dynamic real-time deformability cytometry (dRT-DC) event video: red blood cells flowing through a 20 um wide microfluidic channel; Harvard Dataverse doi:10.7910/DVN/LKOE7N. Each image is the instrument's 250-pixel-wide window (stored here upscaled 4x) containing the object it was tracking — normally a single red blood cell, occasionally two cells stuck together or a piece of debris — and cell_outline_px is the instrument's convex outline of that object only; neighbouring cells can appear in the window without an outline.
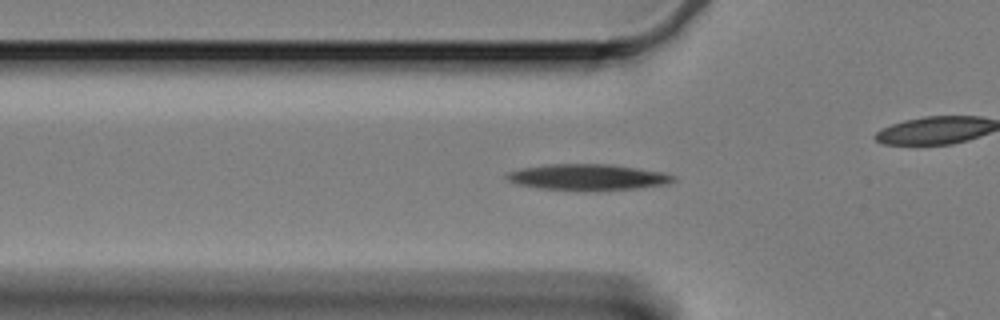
{"species": "Egyptian fruit bat (a non-hibernating species)", "species_latin": "Rousettus aegyptiacus", "temperature_condition": "cold", "stored_images_in_passage": 60, "camera_frame_rate_fps": 3000, "um_per_image_px": 0.085, "animal": {"sex": "female"}, "frame": {"image": 1, "passage_image": 19, "time_ms": 6.0, "image_size_px": [1000, 320], "cell_outline_px": [[676, 180], [668, 184], [640, 188], [596, 192], [536, 188], [516, 184], [508, 180], [504, 176], [508, 172], [520, 168], [548, 164], [612, 164], [660, 172], [676, 176]], "centroid_in_image_um": [49.95, 15.08], "position_along_channel_um": 75.9, "area_um2": 25.89}}
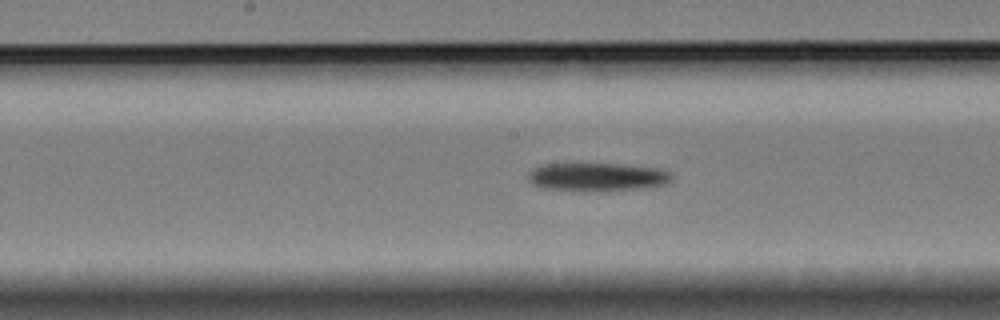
{"frame": {"image": 2, "passage_image": 30, "time_ms": 9.667, "image_size_px": [1000, 320], "cell_outline_px": [[672, 180], [668, 184], [652, 188], [584, 192], [580, 192], [544, 188], [532, 184], [528, 180], [528, 172], [532, 168], [548, 164], [624, 164], [660, 168], [672, 172]], "centroid_in_image_um": [50.83, 15.06], "position_along_channel_um": 197.4, "area_um2": 24.39}}
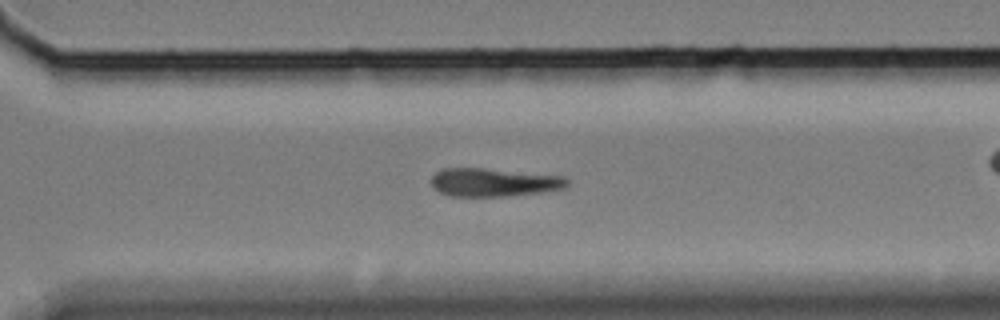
{"frame": {"image": 3, "passage_image": 42, "time_ms": 13.667, "image_size_px": [1000, 320], "cell_outline_px": [[568, 188], [540, 192], [508, 196], [452, 196], [440, 192], [432, 188], [432, 176], [436, 172], [444, 168], [484, 168], [564, 176], [568, 180]], "centroid_in_image_um": [41.99, 15.5], "position_along_channel_um": 328.6, "area_um2": 22.43}, "authors_computed_cell_mechanics": {"area_um2": 24.3916, "velocity_mm_per_s": 3.2961, "shape_relaxation_time_tau1_ms": 2.7969, "shape_relaxation_time_tau2_ms": null, "deformation_change_tau1": 0.0811, "deformation_change_tau2": null}}